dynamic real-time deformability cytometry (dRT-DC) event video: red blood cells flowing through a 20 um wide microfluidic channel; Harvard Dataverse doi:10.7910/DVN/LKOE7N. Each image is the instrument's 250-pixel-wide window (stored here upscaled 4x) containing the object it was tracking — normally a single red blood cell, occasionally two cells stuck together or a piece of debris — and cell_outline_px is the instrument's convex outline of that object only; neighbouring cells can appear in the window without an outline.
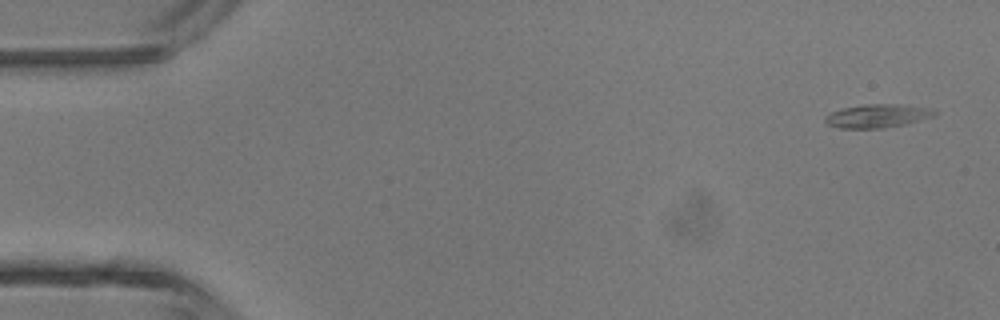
{"species": "common noctule bat (a hibernating species)", "species_latin": "Nyctalus noctula", "temperature_condition": "room temperature", "stored_images_in_passage": 4, "camera_frame_rate_fps": 3000, "um_per_image_px": 0.085, "animal": {"sex": "male", "body_mass_g": 13.3}, "frame": {"image": 1, "passage_image": 1, "time_ms": 0.0, "image_size_px": [1000, 320], "cell_outline_px": [[936, 116], [908, 124], [884, 128], [840, 128], [828, 124], [824, 120], [824, 116], [832, 112], [844, 108], [864, 104], [900, 104], [932, 108], [936, 112]], "centroid_in_image_um": [74.64, 9.85], "position_along_channel_um": 10.4, "area_um2": 15.09}}